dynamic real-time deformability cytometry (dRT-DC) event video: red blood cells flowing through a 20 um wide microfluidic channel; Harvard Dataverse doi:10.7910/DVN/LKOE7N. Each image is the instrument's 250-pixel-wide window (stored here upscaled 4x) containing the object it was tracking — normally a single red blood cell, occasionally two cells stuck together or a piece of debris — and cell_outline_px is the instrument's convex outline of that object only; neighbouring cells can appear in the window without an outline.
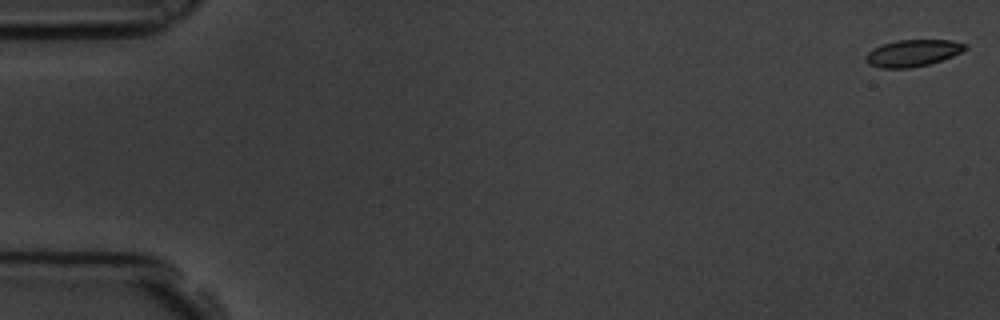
{"species": "common noctule bat (a hibernating species)", "species_latin": "Nyctalus noctula", "temperature_condition": "room temperature", "stored_images_in_passage": 6, "camera_frame_rate_fps": 3000, "um_per_image_px": 0.085, "animal": {"sex": "male", "body_mass_g": 19.5, "forearm_length_mm": 54.6}, "frame": {"image": 1, "passage_image": 1, "time_ms": 0.0, "image_size_px": [1000, 320], "cell_outline_px": [[968, 48], [952, 56], [928, 64], [912, 68], [880, 68], [868, 64], [864, 60], [868, 52], [884, 44], [896, 40], [952, 40], [968, 44]], "centroid_in_image_um": [77.59, 4.51], "position_along_channel_um": 7.4, "area_um2": 15.43}}
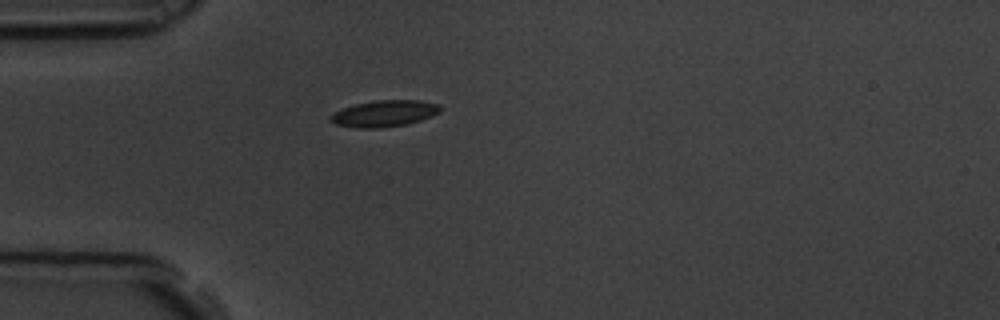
{"frame": {"image": 2, "passage_image": 5, "time_ms": 1.333, "image_size_px": [1000, 320], "cell_outline_px": [[440, 112], [432, 116], [408, 124], [380, 128], [356, 128], [336, 124], [328, 120], [332, 112], [356, 104], [376, 100], [420, 100], [440, 104]], "centroid_in_image_um": [32.66, 9.65], "position_along_channel_um": 52.3, "area_um2": 16.99}}